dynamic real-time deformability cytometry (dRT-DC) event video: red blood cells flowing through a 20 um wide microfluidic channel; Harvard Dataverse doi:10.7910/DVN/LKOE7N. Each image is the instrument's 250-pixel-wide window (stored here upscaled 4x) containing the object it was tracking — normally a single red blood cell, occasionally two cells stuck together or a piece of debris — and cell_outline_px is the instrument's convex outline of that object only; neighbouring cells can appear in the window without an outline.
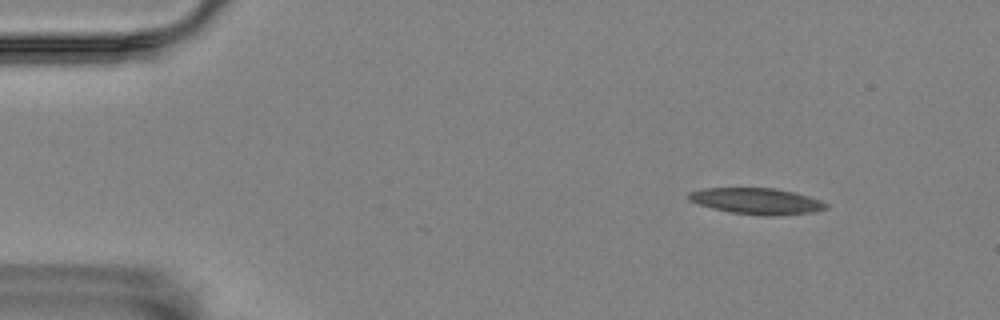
{"species": "Egyptian fruit bat (a non-hibernating species)", "species_latin": "Rousettus aegyptiacus", "temperature_condition": "room temperature", "stored_images_in_passage": 51, "camera_frame_rate_fps": 3000, "um_per_image_px": 0.085, "animal": {"sex": "female"}, "frame": {"image": 1, "passage_image": 2, "time_ms": 0.333, "image_size_px": [1000, 320], "cell_outline_px": [[828, 208], [816, 212], [780, 216], [760, 216], [732, 212], [712, 208], [688, 200], [688, 192], [704, 188], [772, 188], [792, 192], [808, 196], [820, 200], [828, 204]], "centroid_in_image_um": [64.35, 17.11], "position_along_channel_um": 20.7, "area_um2": 21.04}}
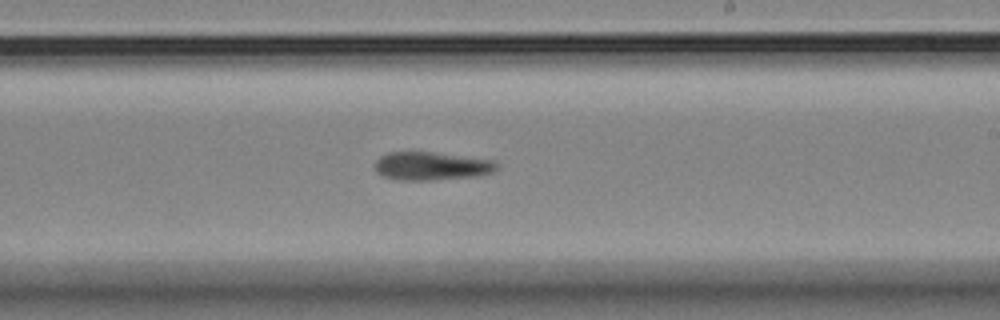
{"frame": {"image": 2, "passage_image": 29, "time_ms": 9.333, "image_size_px": [1000, 320], "cell_outline_px": [[500, 164], [492, 172], [472, 176], [432, 180], [400, 180], [384, 176], [376, 172], [376, 160], [380, 156], [388, 152], [432, 152], [492, 160]], "centroid_in_image_um": [36.65, 14.11], "position_along_channel_um": 252.4, "area_um2": 19.77}}
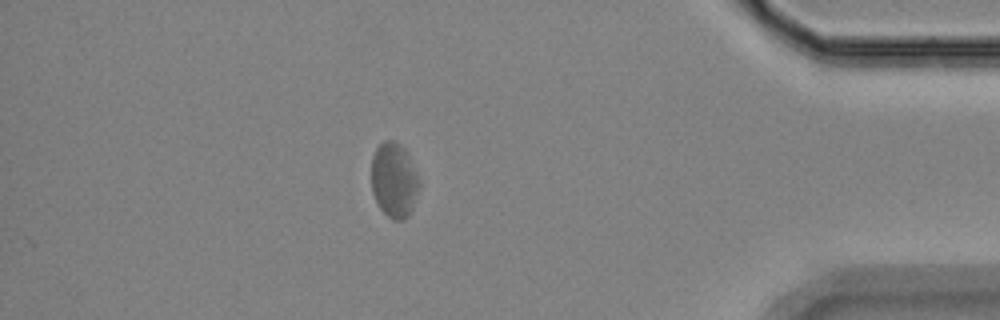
{"frame": {"image": 3, "passage_image": 45, "time_ms": 14.667, "image_size_px": [1000, 320], "cell_outline_px": [[420, 184], [412, 208], [408, 216], [404, 220], [392, 220], [380, 208], [372, 192], [372, 156], [376, 148], [384, 140], [396, 140], [404, 148], [408, 156]], "centroid_in_image_um": [33.47, 15.31], "position_along_channel_um": 401.7, "area_um2": 20.63}}